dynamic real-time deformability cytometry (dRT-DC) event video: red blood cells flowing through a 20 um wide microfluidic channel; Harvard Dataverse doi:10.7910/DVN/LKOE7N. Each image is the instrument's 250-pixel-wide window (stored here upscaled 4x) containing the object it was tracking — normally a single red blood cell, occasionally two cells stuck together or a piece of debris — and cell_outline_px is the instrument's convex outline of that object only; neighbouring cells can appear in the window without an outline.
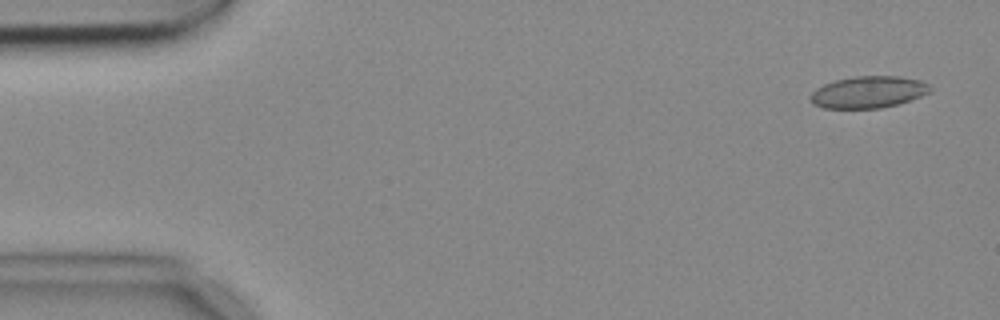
{"species": "common noctule bat (a hibernating species)", "species_latin": "Nyctalus noctula", "temperature_condition": "cold", "stored_images_in_passage": 4, "camera_frame_rate_fps": 3000, "um_per_image_px": 0.085, "animal": {"sex": "female", "body_mass_g": 18.4}, "frame": {"image": 1, "passage_image": 1, "time_ms": 0.0, "image_size_px": [1000, 320], "cell_outline_px": [[932, 88], [928, 92], [920, 96], [896, 104], [880, 108], [824, 108], [812, 104], [812, 92], [816, 88], [824, 84], [836, 80], [856, 76], [900, 76], [920, 80], [928, 84]], "centroid_in_image_um": [73.8, 7.82], "position_along_channel_um": 11.2, "area_um2": 21.91}}
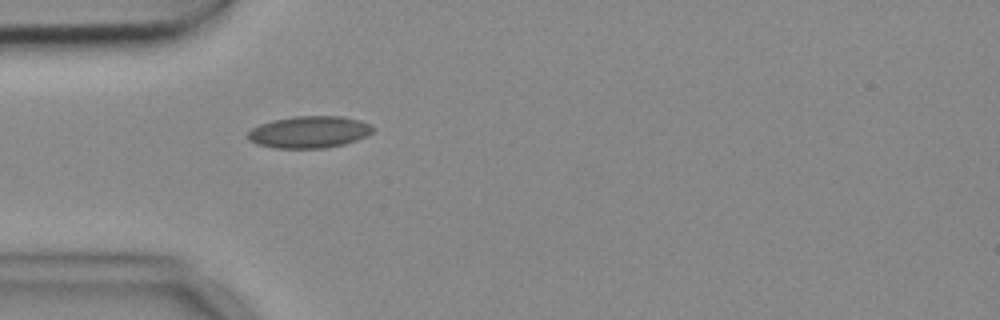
{"frame": {"image": 2, "passage_image": 4, "time_ms": 1.0, "image_size_px": [1000, 320], "cell_outline_px": [[376, 128], [372, 132], [356, 140], [344, 144], [324, 148], [276, 148], [256, 144], [248, 140], [248, 132], [252, 128], [260, 124], [276, 120], [296, 116], [344, 116], [360, 120]], "centroid_in_image_um": [26.29, 11.22], "position_along_channel_um": 58.7, "area_um2": 23.12}}